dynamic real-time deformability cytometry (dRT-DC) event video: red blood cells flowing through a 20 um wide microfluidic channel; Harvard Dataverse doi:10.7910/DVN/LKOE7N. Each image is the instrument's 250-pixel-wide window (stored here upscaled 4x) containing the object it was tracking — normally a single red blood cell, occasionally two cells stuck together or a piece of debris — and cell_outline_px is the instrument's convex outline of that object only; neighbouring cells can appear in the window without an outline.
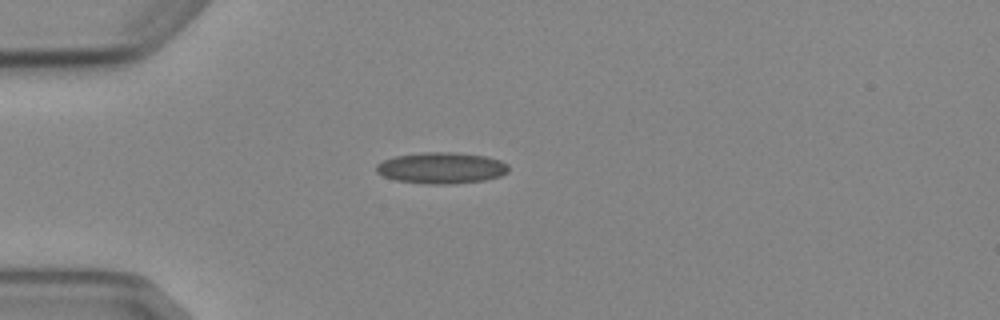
{"species": "Egyptian fruit bat (a non-hibernating species)", "species_latin": "Rousettus aegyptiacus", "temperature_condition": "cold", "stored_images_in_passage": 1, "camera_frame_rate_fps": 3000, "um_per_image_px": 0.085, "animal": {"sex": "female"}, "frame": {"image": 1, "passage_image": 1, "time_ms": 0.0, "image_size_px": [1000, 320], "cell_outline_px": [[508, 172], [500, 176], [484, 180], [448, 184], [428, 184], [396, 180], [384, 176], [376, 172], [376, 164], [392, 156], [420, 152], [452, 152], [484, 156], [500, 160], [508, 164]], "centroid_in_image_um": [37.49, 14.27], "position_along_channel_um": 47.5, "area_um2": 24.1}}